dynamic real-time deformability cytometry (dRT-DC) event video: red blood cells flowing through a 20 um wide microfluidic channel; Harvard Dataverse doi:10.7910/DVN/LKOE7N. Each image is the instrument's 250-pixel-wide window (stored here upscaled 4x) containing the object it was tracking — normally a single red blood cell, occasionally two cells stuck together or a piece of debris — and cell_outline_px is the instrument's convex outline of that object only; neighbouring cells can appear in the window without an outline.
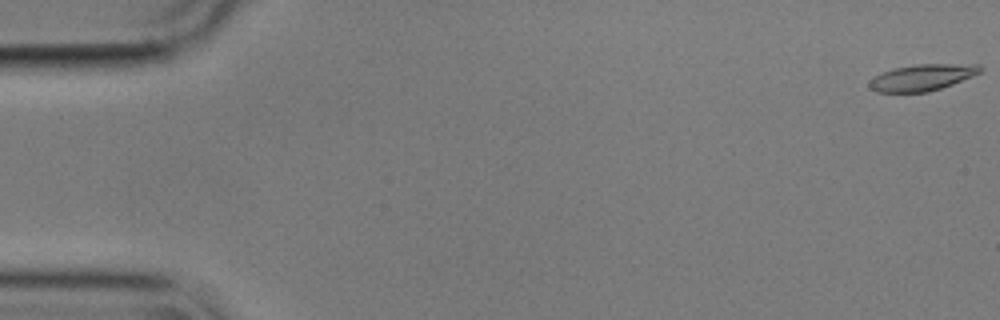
{"species": "common noctule bat (a hibernating species)", "species_latin": "Nyctalus noctula", "temperature_condition": "cold", "stored_images_in_passage": 57, "camera_frame_rate_fps": 3000, "um_per_image_px": 0.085, "animal": {"sex": "male", "body_mass_g": 17.9}, "frame": {"image": 1, "passage_image": 1, "time_ms": 0.0, "image_size_px": [1000, 320], "cell_outline_px": [[984, 68], [980, 72], [972, 76], [952, 84], [928, 92], [876, 92], [868, 84], [876, 76], [884, 72], [896, 68], [916, 64], [980, 64]], "centroid_in_image_um": [78.44, 6.58], "position_along_channel_um": 6.6, "area_um2": 16.76}}
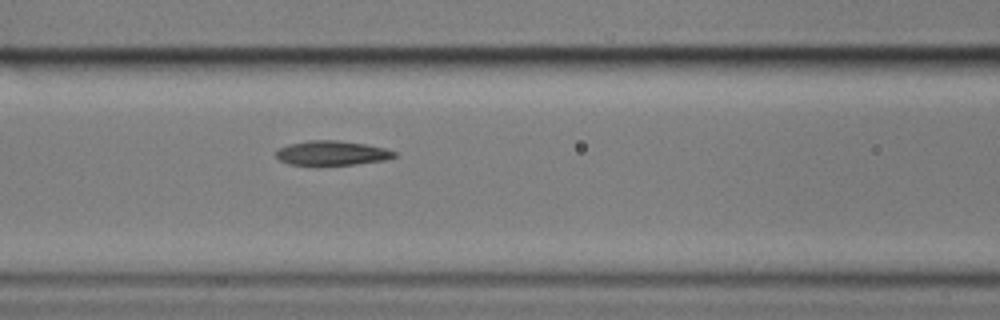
{"frame": {"image": 2, "passage_image": 24, "time_ms": 7.667, "image_size_px": [1000, 320], "cell_outline_px": [[396, 156], [384, 160], [352, 164], [316, 168], [288, 164], [280, 160], [276, 156], [276, 148], [288, 144], [308, 140], [336, 140], [364, 144], [384, 148], [396, 152]], "centroid_in_image_um": [28.11, 13.04], "position_along_channel_um": 138.5, "area_um2": 17.51}}
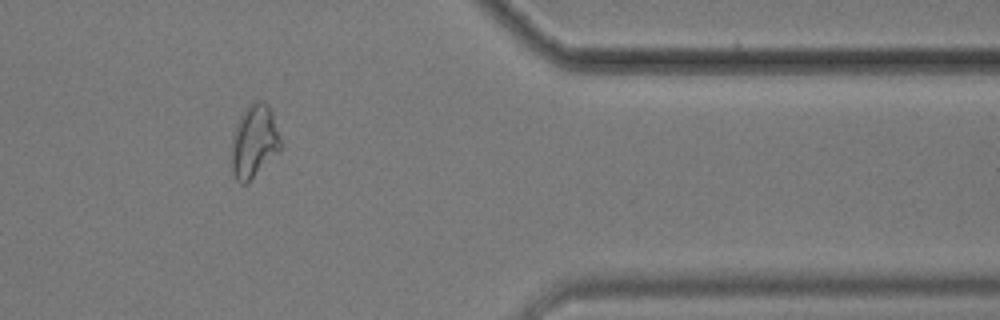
{"frame": {"image": 3, "passage_image": 47, "time_ms": 15.333, "image_size_px": [1000, 320], "cell_outline_px": [[280, 148], [244, 184], [240, 184], [236, 180], [232, 172], [232, 132], [240, 116], [248, 104], [252, 100], [260, 100], [268, 104], [272, 112], [280, 136]], "centroid_in_image_um": [21.56, 11.93], "position_along_channel_um": 389.8, "area_um2": 20.4}, "authors_computed_cell_mechanics": {"area_um2": 17.5712, "velocity_mm_per_s": 3.5455, "shape_relaxation_time_tau1_ms": 4.7726, "shape_relaxation_time_tau2_ms": 4.8702, "deformation_change_tau1": 0.1448, "deformation_change_tau2": 0.1249}}